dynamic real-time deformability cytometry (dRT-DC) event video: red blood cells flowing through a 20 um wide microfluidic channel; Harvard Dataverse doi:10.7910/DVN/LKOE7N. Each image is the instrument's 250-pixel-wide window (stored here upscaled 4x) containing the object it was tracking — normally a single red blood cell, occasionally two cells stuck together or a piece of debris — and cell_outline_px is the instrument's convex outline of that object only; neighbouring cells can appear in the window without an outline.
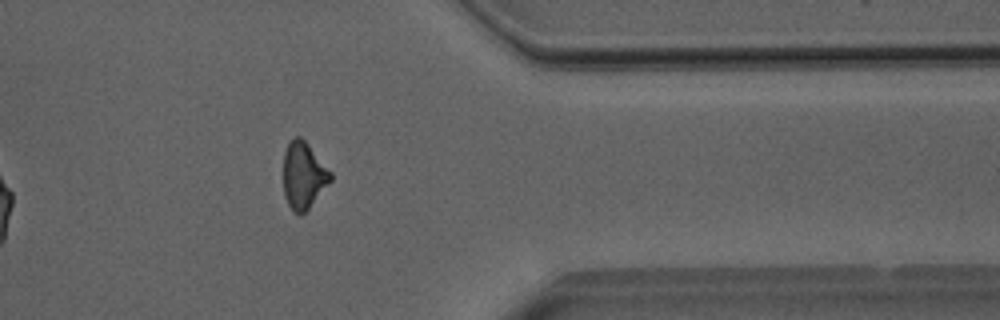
{"species": "Egyptian fruit bat (a non-hibernating species)", "species_latin": "Rousettus aegyptiacus", "temperature_condition": "room temperature", "stored_images_in_passage": 33, "camera_frame_rate_fps": 3000, "um_per_image_px": 0.085, "animal": {"sex": "male"}, "frame": {"image": 1, "passage_image": 28, "time_ms": 9.0, "image_size_px": [1000, 320], "cell_outline_px": [[332, 180], [308, 208], [300, 216], [288, 204], [284, 196], [284, 152], [288, 144], [296, 136], [300, 136], [308, 144], [332, 172]], "centroid_in_image_um": [25.81, 14.9], "position_along_channel_um": 385.6, "area_um2": 18.09}, "authors_computed_cell_mechanics": {"area_um2": 18.9584, "velocity_mm_per_s": 4.009, "shape_relaxation_time_tau1_ms": null, "shape_relaxation_time_tau2_ms": 2.4238, "deformation_change_tau1": null, "deformation_change_tau2": 0.1066}}